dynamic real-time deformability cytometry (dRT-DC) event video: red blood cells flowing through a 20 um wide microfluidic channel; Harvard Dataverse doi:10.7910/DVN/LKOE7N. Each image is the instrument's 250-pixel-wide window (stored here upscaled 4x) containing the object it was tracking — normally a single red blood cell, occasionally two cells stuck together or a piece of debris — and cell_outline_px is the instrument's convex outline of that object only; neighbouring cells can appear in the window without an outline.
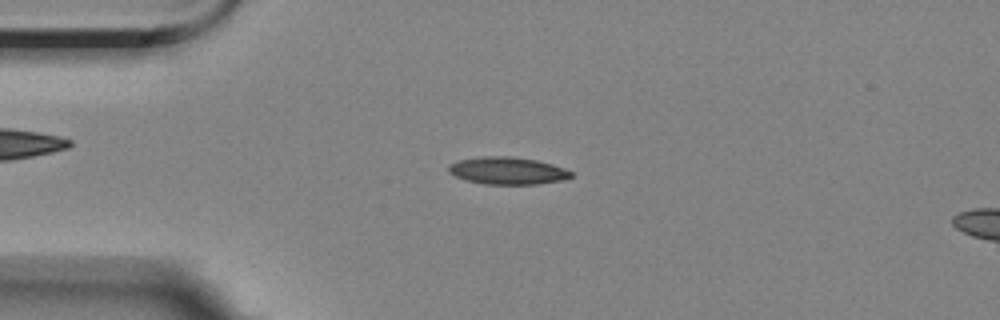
{"species": "Egyptian fruit bat (a non-hibernating species)", "species_latin": "Rousettus aegyptiacus", "temperature_condition": "room temperature", "stored_images_in_passage": 4, "segment_of_instrument_passage": [1, 2], "camera_frame_rate_fps": 3000, "um_per_image_px": 0.085, "animal": {"sex": "female"}, "frame": {"image": 1, "passage_image": 3, "time_ms": 2.333, "image_size_px": [1000, 320], "cell_outline_px": [[572, 176], [564, 180], [536, 184], [484, 184], [468, 180], [456, 176], [448, 172], [448, 164], [460, 160], [480, 156], [512, 156], [536, 160], [552, 164], [564, 168], [572, 172]], "centroid_in_image_um": [43.14, 14.5], "position_along_channel_um": 41.9, "area_um2": 19.48}}